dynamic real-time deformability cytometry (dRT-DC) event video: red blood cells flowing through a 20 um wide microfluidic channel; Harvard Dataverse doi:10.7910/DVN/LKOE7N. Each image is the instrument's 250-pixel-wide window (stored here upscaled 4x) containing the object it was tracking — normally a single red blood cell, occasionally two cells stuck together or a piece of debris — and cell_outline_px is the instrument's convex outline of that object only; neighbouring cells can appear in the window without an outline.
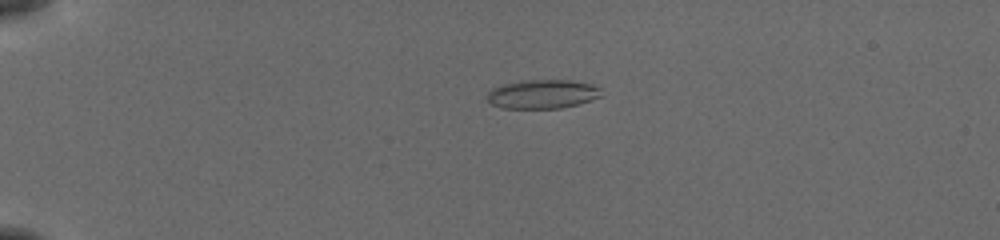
{"species": "common noctule bat (a hibernating species)", "species_latin": "Nyctalus noctula", "temperature_condition": "cold", "stored_images_in_passage": 45, "camera_frame_rate_fps": 3000, "um_per_image_px": 0.085, "animal": {"sex": "female", "body_mass_g": 19.5, "forearm_length_mm": 54.1}, "frame": {"image": 1, "passage_image": 4, "time_ms": 1.0, "image_size_px": [1000, 240], "cell_outline_px": [[600, 96], [592, 100], [560, 108], [500, 108], [492, 104], [488, 100], [488, 92], [492, 88], [504, 84], [524, 80], [572, 80], [592, 84], [600, 88]], "centroid_in_image_um": [46.11, 7.99], "position_along_channel_um": 38.9, "area_um2": 19.13}}
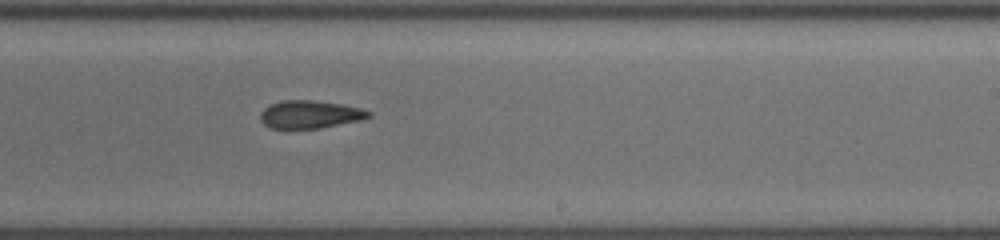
{"frame": {"image": 2, "passage_image": 26, "time_ms": 8.333, "image_size_px": [1000, 240], "cell_outline_px": [[372, 116], [360, 120], [320, 128], [272, 128], [264, 124], [260, 120], [260, 112], [268, 104], [280, 100], [312, 100], [340, 104], [360, 108], [372, 112]], "centroid_in_image_um": [26.32, 9.71], "position_along_channel_um": 262.7, "area_um2": 17.57}}
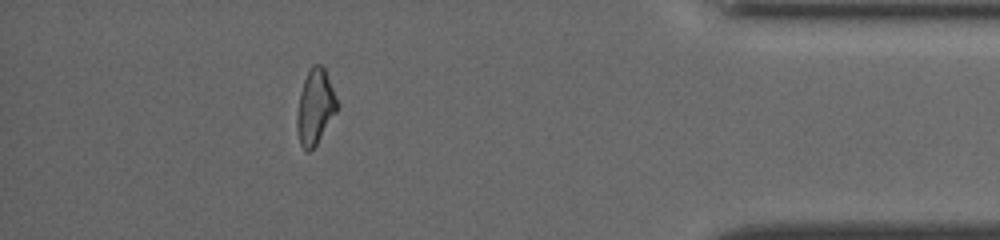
{"frame": {"image": 3, "passage_image": 40, "time_ms": 13.0, "image_size_px": [1000, 240], "cell_outline_px": [[336, 112], [316, 144], [308, 152], [300, 144], [296, 128], [296, 116], [300, 92], [304, 80], [312, 64], [320, 64], [324, 68], [332, 88], [336, 100]], "centroid_in_image_um": [26.75, 9.09], "position_along_channel_um": 408.5, "area_um2": 17.05}, "authors_computed_cell_mechanics": {"area_um2": 18.0336, "velocity_mm_per_s": 3.8647, "shape_relaxation_time_tau1_ms": null, "shape_relaxation_time_tau2_ms": 4.355, "deformation_change_tau1": null, "deformation_change_tau2": 0.1361}}